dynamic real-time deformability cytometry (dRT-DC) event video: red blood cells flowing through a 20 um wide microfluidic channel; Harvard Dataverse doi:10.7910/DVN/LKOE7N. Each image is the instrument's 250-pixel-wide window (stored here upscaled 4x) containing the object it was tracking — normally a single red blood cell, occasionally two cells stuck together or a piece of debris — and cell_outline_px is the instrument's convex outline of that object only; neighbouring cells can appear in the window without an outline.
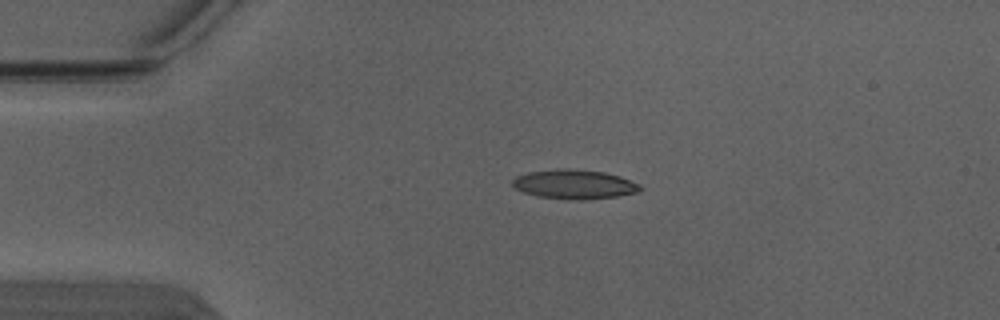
{"species": "Egyptian fruit bat (a non-hibernating species)", "species_latin": "Rousettus aegyptiacus", "temperature_condition": "warm", "stored_images_in_passage": 4, "camera_frame_rate_fps": 3000, "um_per_image_px": 0.085, "animal": {"sex": "male"}, "frame": {"image": 1, "passage_image": 3, "time_ms": 0.667, "image_size_px": [1000, 320], "cell_outline_px": [[644, 188], [640, 192], [616, 196], [584, 200], [576, 200], [536, 196], [524, 192], [516, 188], [512, 184], [512, 180], [516, 176], [528, 172], [560, 168], [568, 168], [604, 172], [620, 176], [640, 184]], "centroid_in_image_um": [48.84, 15.66], "position_along_channel_um": 36.2, "area_um2": 21.91}}